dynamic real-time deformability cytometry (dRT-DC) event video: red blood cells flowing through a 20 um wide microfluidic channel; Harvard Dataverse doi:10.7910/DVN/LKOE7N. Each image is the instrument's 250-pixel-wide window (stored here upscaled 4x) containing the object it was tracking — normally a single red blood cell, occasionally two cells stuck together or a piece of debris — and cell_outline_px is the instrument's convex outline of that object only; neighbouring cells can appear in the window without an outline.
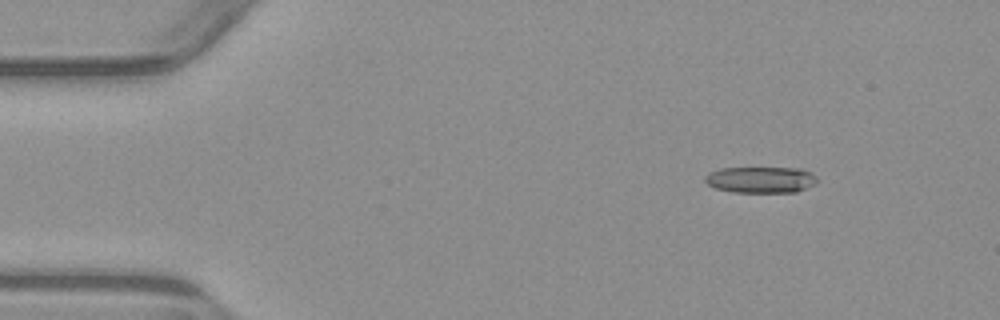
{"species": "common noctule bat (a hibernating species)", "species_latin": "Nyctalus noctula", "temperature_condition": "warm", "stored_images_in_passage": 3, "camera_frame_rate_fps": 3000, "um_per_image_px": 0.085, "animal": {"sex": "male", "body_mass_g": 23.1, "forearm_length_mm": 52.7}, "frame": {"image": 1, "passage_image": 1, "time_ms": 0.0, "image_size_px": [1000, 320], "cell_outline_px": [[820, 180], [816, 184], [796, 192], [732, 192], [716, 188], [708, 184], [704, 180], [704, 176], [708, 172], [720, 168], [800, 168], [812, 172]], "centroid_in_image_um": [64.7, 15.27], "position_along_channel_um": 20.3, "area_um2": 17.4}}